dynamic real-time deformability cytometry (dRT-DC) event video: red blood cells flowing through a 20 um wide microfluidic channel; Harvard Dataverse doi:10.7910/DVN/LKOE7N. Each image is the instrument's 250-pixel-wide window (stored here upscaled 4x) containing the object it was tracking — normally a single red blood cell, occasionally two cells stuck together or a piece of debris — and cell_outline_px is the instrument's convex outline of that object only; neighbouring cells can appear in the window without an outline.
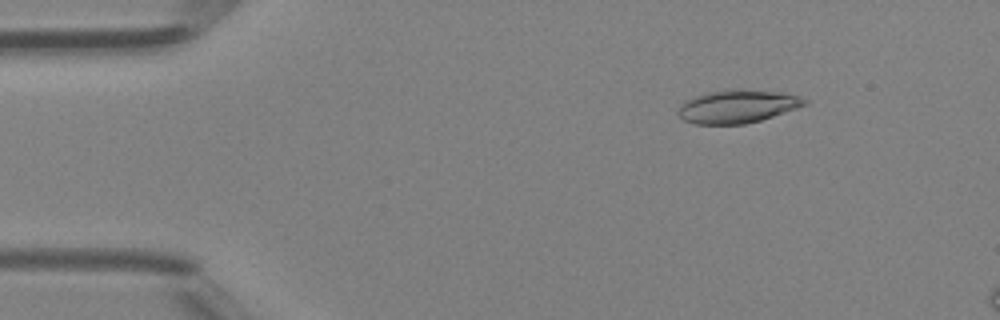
{"species": "Egyptian fruit bat (a non-hibernating species)", "species_latin": "Rousettus aegyptiacus", "temperature_condition": "room temperature", "stored_images_in_passage": 9, "camera_frame_rate_fps": 3000, "um_per_image_px": 0.085, "animal": {"sex": "female"}, "frame": {"image": 1, "passage_image": 3, "time_ms": 0.667, "image_size_px": [1000, 320], "cell_outline_px": [[808, 104], [760, 120], [744, 124], [692, 124], [684, 120], [676, 112], [680, 104], [684, 100], [708, 92], [728, 88], [740, 88], [780, 92], [800, 96], [808, 100]], "centroid_in_image_um": [62.65, 9.03], "position_along_channel_um": 22.3, "area_um2": 24.68}}